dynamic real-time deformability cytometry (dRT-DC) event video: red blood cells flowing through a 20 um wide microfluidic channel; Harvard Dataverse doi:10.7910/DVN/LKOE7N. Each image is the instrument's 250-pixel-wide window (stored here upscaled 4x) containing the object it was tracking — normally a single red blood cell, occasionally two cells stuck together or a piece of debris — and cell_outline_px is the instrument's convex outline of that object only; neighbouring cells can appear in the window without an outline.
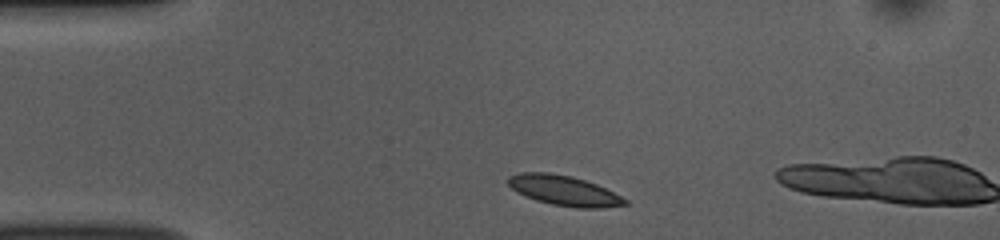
{"species": "common noctule bat (a hibernating species)", "species_latin": "Nyctalus noctula", "temperature_condition": "room temperature", "stored_images_in_passage": 4, "camera_frame_rate_fps": 3000, "um_per_image_px": 0.085, "animal": {"sex": "female", "body_mass_g": 10.0, "forearm_length_mm": 53.1}, "frame": {"image": 1, "passage_image": 1, "time_ms": 0.0, "image_size_px": [1000, 240], "cell_outline_px": [[628, 204], [600, 208], [576, 208], [552, 204], [536, 200], [516, 192], [508, 184], [508, 176], [520, 172], [548, 172], [572, 176], [596, 184], [628, 200]], "centroid_in_image_um": [47.91, 16.19], "position_along_channel_um": 37.1, "area_um2": 20.35}}